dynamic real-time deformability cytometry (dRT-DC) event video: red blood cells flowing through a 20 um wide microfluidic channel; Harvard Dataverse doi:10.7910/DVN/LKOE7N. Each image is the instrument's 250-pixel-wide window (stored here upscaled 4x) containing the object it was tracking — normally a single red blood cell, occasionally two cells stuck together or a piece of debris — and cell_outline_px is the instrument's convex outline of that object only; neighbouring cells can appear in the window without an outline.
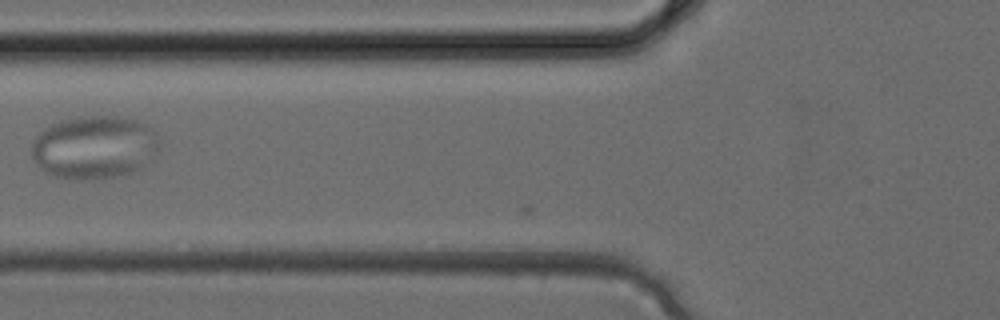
{"species": "common noctule bat (a hibernating species)", "species_latin": "Nyctalus noctula", "temperature_condition": "cold", "stored_images_in_passage": 3, "camera_frame_rate_fps": 3000, "um_per_image_px": 0.085, "animal": {"sex": "female", "body_mass_g": 24.6, "forearm_length_mm": 56.2}, "frame": {"image": 1, "passage_image": 2, "time_ms": 0.333, "image_size_px": [1000, 320], "cell_outline_px": [[160, 148], [144, 168], [132, 172], [116, 176], [52, 176], [44, 172], [36, 164], [32, 156], [32, 140], [44, 128], [60, 120], [80, 116], [116, 116], [136, 120], [152, 128], [160, 136]], "centroid_in_image_um": [8.06, 12.46], "position_along_channel_um": 117.7, "area_um2": 46.7}}